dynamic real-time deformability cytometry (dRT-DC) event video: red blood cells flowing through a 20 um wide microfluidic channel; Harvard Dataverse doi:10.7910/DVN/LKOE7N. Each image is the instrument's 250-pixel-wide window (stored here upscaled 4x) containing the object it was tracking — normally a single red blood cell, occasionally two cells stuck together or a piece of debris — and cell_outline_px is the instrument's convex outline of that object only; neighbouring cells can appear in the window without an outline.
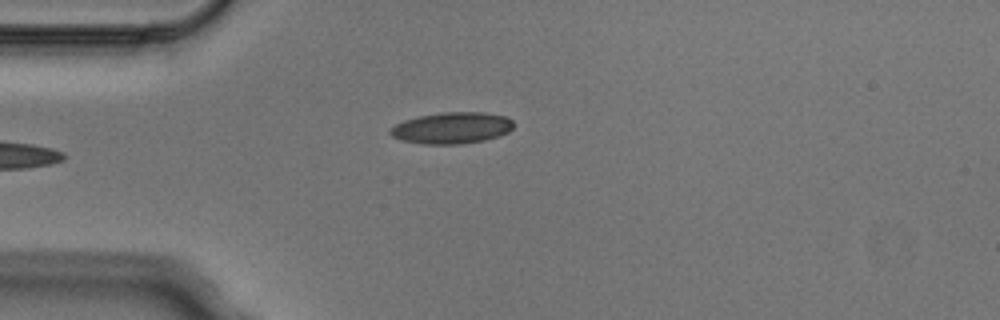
{"species": "Egyptian fruit bat (a non-hibernating species)", "species_latin": "Rousettus aegyptiacus", "temperature_condition": "cold", "stored_images_in_passage": 5, "camera_frame_rate_fps": 3000, "um_per_image_px": 0.085, "animal": {"sex": "male"}, "frame": {"image": 1, "passage_image": 5, "time_ms": 1.333, "image_size_px": [1000, 320], "cell_outline_px": [[512, 128], [508, 132], [500, 136], [484, 140], [460, 144], [424, 144], [400, 140], [392, 136], [388, 132], [396, 124], [404, 120], [420, 116], [444, 112], [484, 112], [504, 116], [512, 120]], "centroid_in_image_um": [38.4, 10.88], "position_along_channel_um": 46.6, "area_um2": 22.48}}